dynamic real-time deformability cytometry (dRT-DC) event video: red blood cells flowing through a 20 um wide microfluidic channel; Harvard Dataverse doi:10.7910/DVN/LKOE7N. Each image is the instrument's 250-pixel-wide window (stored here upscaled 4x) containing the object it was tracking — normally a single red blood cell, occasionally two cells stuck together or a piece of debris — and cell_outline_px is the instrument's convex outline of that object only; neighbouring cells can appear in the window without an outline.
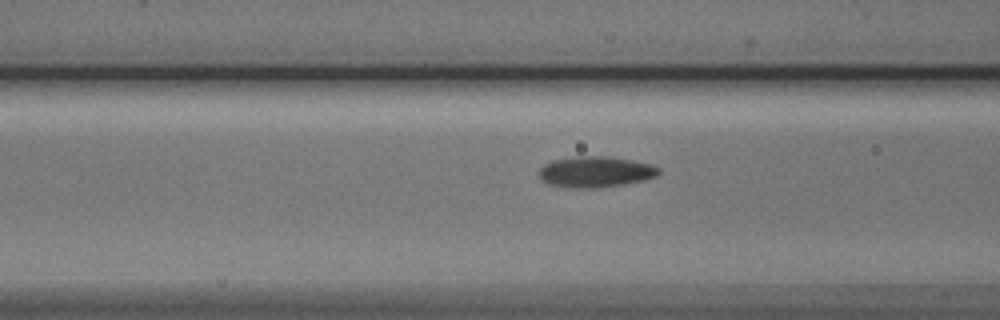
{"species": "Egyptian fruit bat (a non-hibernating species)", "species_latin": "Rousettus aegyptiacus", "temperature_condition": "cold", "stored_images_in_passage": 9, "camera_frame_rate_fps": 3000, "um_per_image_px": 0.085, "animal": {"sex": "male"}, "frame": {"image": 1, "passage_image": 7, "time_ms": 2.0, "image_size_px": [1000, 320], "cell_outline_px": [[660, 172], [656, 176], [644, 180], [620, 184], [592, 188], [580, 188], [552, 184], [544, 180], [540, 176], [540, 168], [544, 164], [556, 160], [580, 156], [604, 156], [632, 160], [652, 164], [660, 168]], "centroid_in_image_um": [50.68, 14.59], "position_along_channel_um": 115.9, "area_um2": 20.98}}